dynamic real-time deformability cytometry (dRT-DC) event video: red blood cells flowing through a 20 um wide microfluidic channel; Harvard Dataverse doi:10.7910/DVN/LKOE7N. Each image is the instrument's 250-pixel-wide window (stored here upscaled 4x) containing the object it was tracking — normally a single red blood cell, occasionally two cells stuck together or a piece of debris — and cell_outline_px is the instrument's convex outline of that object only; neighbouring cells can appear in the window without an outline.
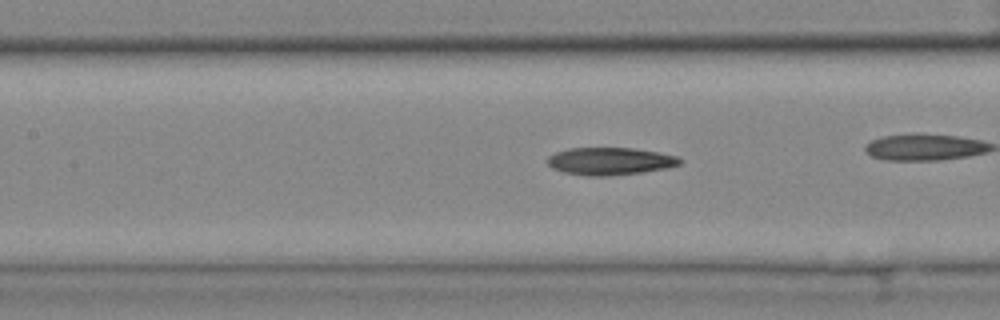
{"species": "common noctule bat (a hibernating species)", "species_latin": "Nyctalus noctula", "temperature_condition": "cold", "stored_images_in_passage": 11, "segment_of_instrument_passage": [2, 2], "camera_frame_rate_fps": 3000, "um_per_image_px": 0.085, "animal": {"sex": "female", "body_mass_g": 25.1}, "frame": {"image": 1, "passage_image": 5, "time_ms": 1.333, "image_size_px": [1000, 320], "cell_outline_px": [[684, 160], [680, 164], [668, 168], [644, 172], [608, 176], [588, 176], [564, 172], [552, 168], [548, 164], [548, 156], [556, 152], [568, 148], [632, 148], [680, 156]], "centroid_in_image_um": [51.89, 13.7], "position_along_channel_um": 155.5, "area_um2": 21.33}}